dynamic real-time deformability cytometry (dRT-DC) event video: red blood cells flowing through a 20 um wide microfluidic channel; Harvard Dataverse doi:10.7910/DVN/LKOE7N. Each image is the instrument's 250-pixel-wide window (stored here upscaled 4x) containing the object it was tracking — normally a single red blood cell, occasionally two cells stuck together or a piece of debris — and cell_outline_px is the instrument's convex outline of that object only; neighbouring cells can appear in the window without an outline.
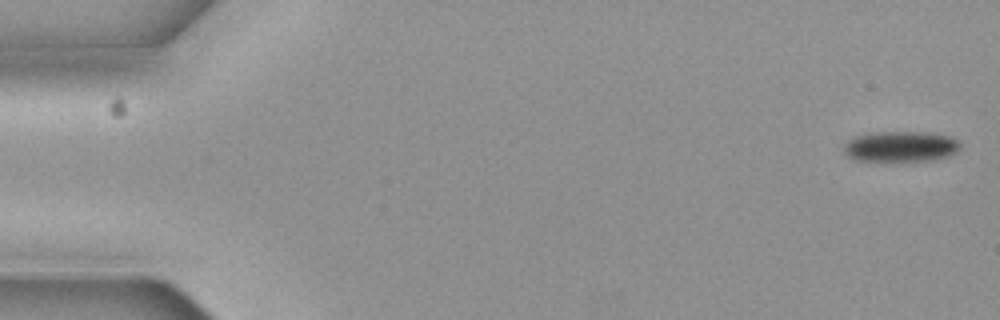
{"species": "common noctule bat (a hibernating species)", "species_latin": "Nyctalus noctula", "temperature_condition": "cold", "stored_images_in_passage": 5, "camera_frame_rate_fps": 3000, "um_per_image_px": 0.085, "animal": {"sex": "female", "body_mass_g": 19.3, "forearm_length_mm": 54.1}, "frame": {"image": 1, "passage_image": 1, "time_ms": 0.0, "image_size_px": [1000, 320], "cell_outline_px": [[960, 148], [956, 152], [948, 156], [936, 160], [896, 164], [892, 164], [852, 160], [844, 152], [844, 144], [848, 140], [856, 136], [880, 132], [928, 132], [948, 136], [956, 140], [960, 144]], "centroid_in_image_um": [76.53, 12.52], "position_along_channel_um": 8.5, "area_um2": 21.79}}
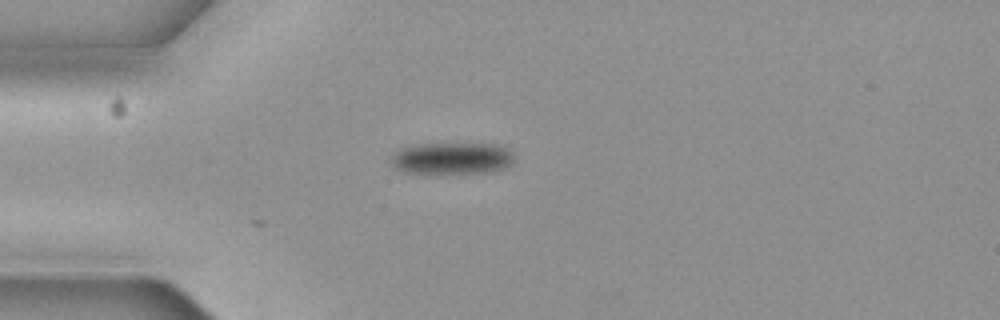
{"frame": {"image": 2, "passage_image": 5, "time_ms": 1.333, "image_size_px": [1000, 320], "cell_outline_px": [[512, 164], [508, 168], [496, 172], [404, 172], [392, 168], [392, 156], [400, 148], [416, 144], [492, 144], [504, 148], [512, 152]], "centroid_in_image_um": [38.42, 13.46], "position_along_channel_um": 46.6, "area_um2": 22.54}}